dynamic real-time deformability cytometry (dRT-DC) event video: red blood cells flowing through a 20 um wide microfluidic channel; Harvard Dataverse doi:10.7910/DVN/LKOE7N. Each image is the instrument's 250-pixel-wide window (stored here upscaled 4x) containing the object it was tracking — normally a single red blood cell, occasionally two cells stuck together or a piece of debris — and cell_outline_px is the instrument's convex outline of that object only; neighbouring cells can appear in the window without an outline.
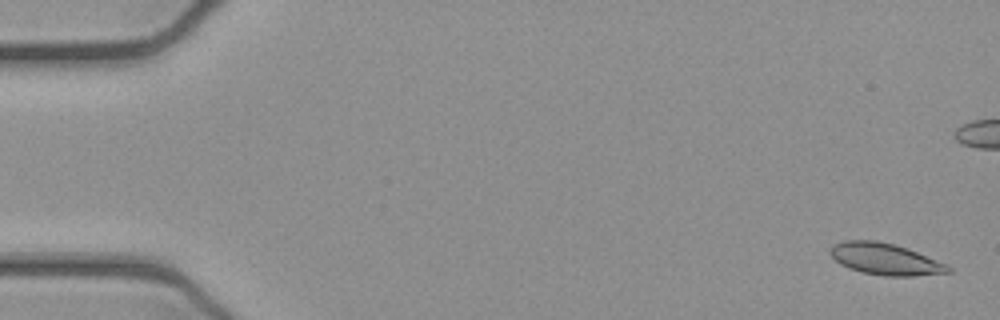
{"species": "common noctule bat (a hibernating species)", "species_latin": "Nyctalus noctula", "temperature_condition": "cold", "stored_images_in_passage": 54, "camera_frame_rate_fps": 3000, "um_per_image_px": 0.085, "animal": {"sex": "female", "body_mass_g": 21.9}, "frame": {"image": 1, "passage_image": 2, "time_ms": 0.333, "image_size_px": [1000, 320], "cell_outline_px": [[952, 272], [912, 276], [884, 276], [864, 272], [848, 268], [840, 264], [828, 252], [832, 244], [844, 240], [876, 240], [908, 248], [944, 264], [952, 268]], "centroid_in_image_um": [75.19, 22.01], "position_along_channel_um": 9.8, "area_um2": 21.56}}
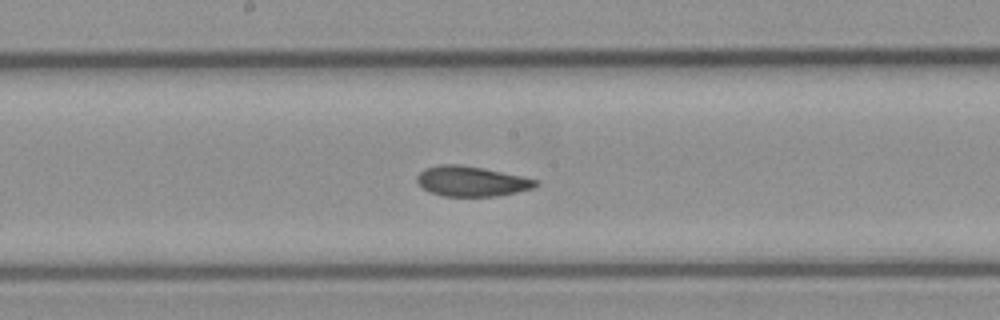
{"frame": {"image": 2, "passage_image": 28, "time_ms": 9.0, "image_size_px": [1000, 320], "cell_outline_px": [[540, 184], [536, 188], [496, 196], [444, 196], [428, 192], [416, 180], [416, 176], [424, 168], [440, 164], [460, 164], [484, 168], [540, 180]], "centroid_in_image_um": [40.1, 15.4], "position_along_channel_um": 208.1, "area_um2": 21.04}}
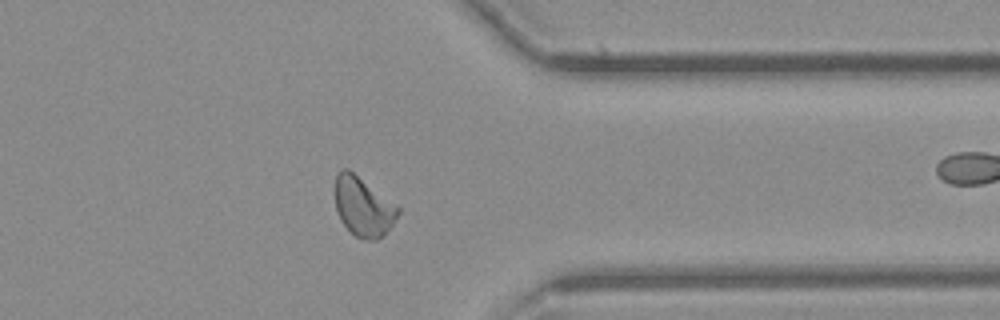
{"frame": {"image": 3, "passage_image": 42, "time_ms": 13.667, "image_size_px": [1000, 320], "cell_outline_px": [[400, 212], [384, 236], [376, 240], [364, 240], [356, 236], [340, 220], [336, 208], [336, 172], [340, 168], [348, 168], [400, 208]], "centroid_in_image_um": [30.87, 17.57], "position_along_channel_um": 380.5, "area_um2": 21.5}, "authors_computed_cell_mechanics": {"area_um2": 21.5883, "velocity_mm_per_s": 3.8819, "shape_relaxation_time_tau1_ms": 4.7778, "shape_relaxation_time_tau2_ms": 2.4422, "deformation_change_tau1": 0.1244, "deformation_change_tau2": 0.0596}}